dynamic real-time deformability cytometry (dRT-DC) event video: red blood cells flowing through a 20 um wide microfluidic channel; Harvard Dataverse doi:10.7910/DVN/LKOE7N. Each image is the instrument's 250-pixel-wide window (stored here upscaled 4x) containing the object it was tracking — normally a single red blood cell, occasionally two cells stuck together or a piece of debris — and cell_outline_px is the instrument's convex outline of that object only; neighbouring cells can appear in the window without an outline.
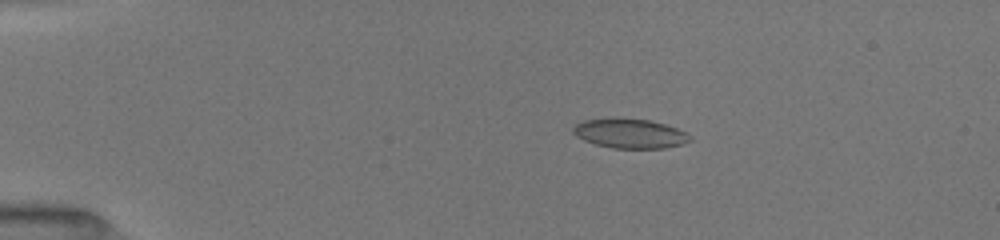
{"species": "common noctule bat (a hibernating species)", "species_latin": "Nyctalus noctula", "temperature_condition": "room temperature", "stored_images_in_passage": 26, "camera_frame_rate_fps": 3000, "um_per_image_px": 0.085, "animal": {"sex": "female", "body_mass_g": 19.5, "forearm_length_mm": 54.1}, "frame": {"image": 1, "passage_image": 16, "time_ms": 3.333, "image_size_px": [1000, 240], "cell_outline_px": [[692, 140], [684, 144], [664, 148], [612, 148], [596, 144], [584, 140], [576, 136], [572, 132], [572, 124], [584, 120], [612, 116], [648, 120], [664, 124], [688, 132], [692, 136]], "centroid_in_image_um": [53.52, 11.32], "position_along_channel_um": 31.5, "area_um2": 20.63}}
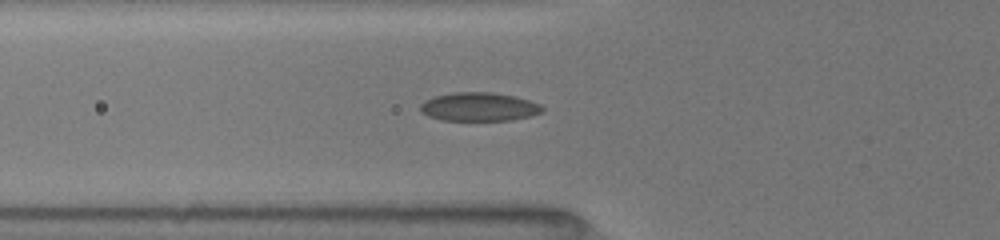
{"frame": {"image": 2, "passage_image": 22, "time_ms": 6.333, "image_size_px": [1000, 240], "cell_outline_px": [[544, 112], [512, 120], [444, 120], [428, 116], [420, 112], [420, 104], [424, 100], [436, 96], [452, 92], [492, 92], [512, 96], [528, 100], [540, 104], [544, 108]], "centroid_in_image_um": [40.7, 9.08], "position_along_channel_um": 85.1, "area_um2": 20.29}}
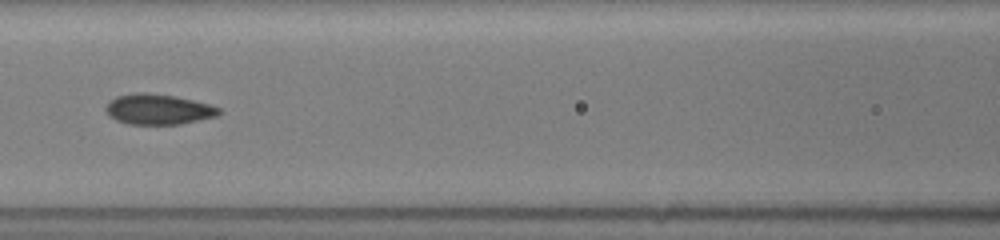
{"frame": {"image": 3, "passage_image": 25, "time_ms": 8.0, "image_size_px": [1000, 240], "cell_outline_px": [[224, 112], [216, 116], [180, 124], [128, 124], [116, 120], [108, 116], [104, 108], [116, 96], [132, 92], [148, 92], [176, 96], [208, 104], [220, 108]], "centroid_in_image_um": [13.44, 9.28], "position_along_channel_um": 153.2, "area_um2": 20.17}}